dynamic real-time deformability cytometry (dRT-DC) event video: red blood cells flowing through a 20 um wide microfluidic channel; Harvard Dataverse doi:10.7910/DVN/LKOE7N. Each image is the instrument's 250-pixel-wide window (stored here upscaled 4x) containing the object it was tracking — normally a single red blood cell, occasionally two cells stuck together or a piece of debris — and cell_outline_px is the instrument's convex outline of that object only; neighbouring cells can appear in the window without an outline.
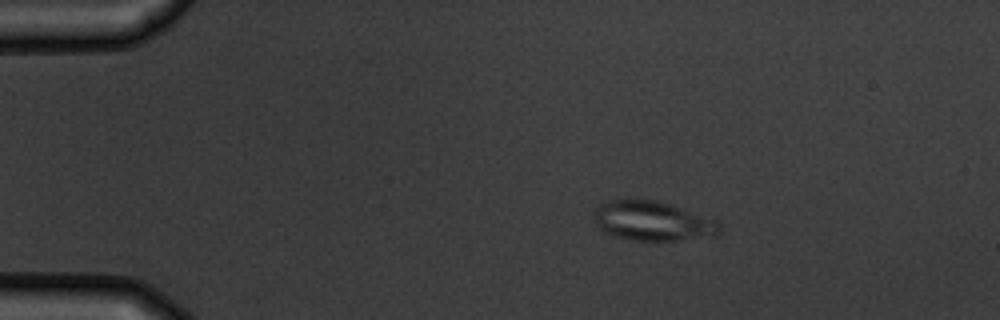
{"species": "common noctule bat (a hibernating species)", "species_latin": "Nyctalus noctula", "temperature_condition": "warm", "stored_images_in_passage": 4, "camera_frame_rate_fps": 3000, "um_per_image_px": 0.085, "animal": {"sex": "male", "body_mass_g": 19.5, "forearm_length_mm": 54.6}, "frame": {"image": 1, "passage_image": 1, "time_ms": 0.0, "image_size_px": [1000, 320], "cell_outline_px": [[720, 232], [716, 236], [676, 240], [632, 240], [616, 236], [604, 232], [596, 224], [596, 208], [600, 204], [608, 200], [656, 200], [716, 220], [720, 224]], "centroid_in_image_um": [55.49, 18.8], "position_along_channel_um": 29.5, "area_um2": 28.38}}
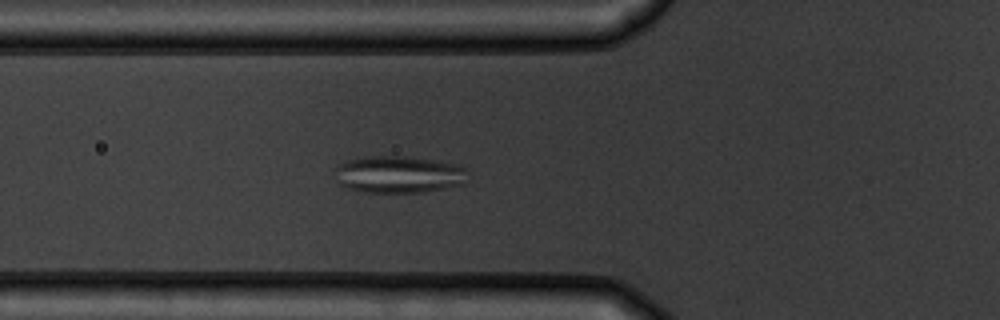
{"frame": {"image": 2, "passage_image": 4, "time_ms": 3.333, "image_size_px": [1000, 320], "cell_outline_px": [[464, 184], [424, 192], [364, 192], [348, 188], [336, 184], [336, 164], [348, 160], [364, 156], [404, 156], [432, 160], [456, 164], [464, 168]], "centroid_in_image_um": [33.8, 14.83], "position_along_channel_um": 92.0, "area_um2": 28.61}}